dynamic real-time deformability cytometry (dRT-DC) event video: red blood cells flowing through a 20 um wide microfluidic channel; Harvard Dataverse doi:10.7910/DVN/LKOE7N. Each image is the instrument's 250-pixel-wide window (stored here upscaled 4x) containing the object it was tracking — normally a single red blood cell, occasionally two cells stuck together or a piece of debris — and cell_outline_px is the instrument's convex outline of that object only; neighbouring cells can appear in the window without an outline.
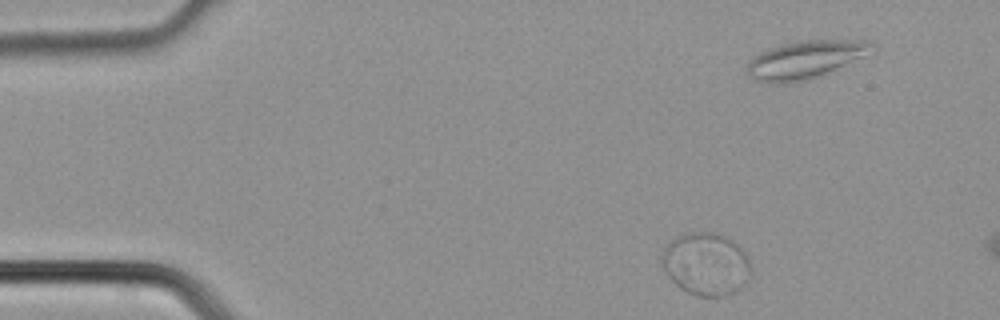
{"species": "common noctule bat (a hibernating species)", "species_latin": "Nyctalus noctula", "temperature_condition": "cold", "stored_images_in_passage": 4, "camera_frame_rate_fps": 3000, "um_per_image_px": 0.085, "animal": {"sex": "male", "body_mass_g": 21.5, "forearm_length_mm": 52.0}, "frame": {"image": 1, "passage_image": 1, "time_ms": 0.0, "image_size_px": [1000, 320], "cell_outline_px": [[752, 276], [736, 292], [724, 296], [696, 296], [680, 288], [668, 276], [660, 260], [660, 256], [664, 248], [676, 236], [692, 232], [716, 232], [732, 240], [744, 252], [752, 268]], "centroid_in_image_um": [60.02, 22.45], "position_along_channel_um": 25.0, "area_um2": 32.71}}
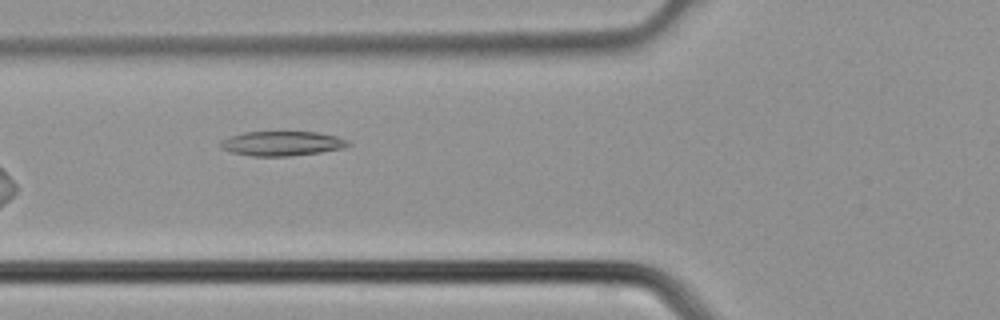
{"frame": {"image": 2, "passage_image": 4, "time_ms": 1.0, "image_size_px": [1000, 320], "cell_outline_px": [[352, 144], [344, 148], [320, 152], [292, 156], [252, 156], [232, 152], [220, 148], [220, 140], [228, 136], [244, 132], [316, 132], [336, 136], [348, 140]], "centroid_in_image_um": [23.96, 12.19], "position_along_channel_um": 101.8, "area_um2": 18.38}}